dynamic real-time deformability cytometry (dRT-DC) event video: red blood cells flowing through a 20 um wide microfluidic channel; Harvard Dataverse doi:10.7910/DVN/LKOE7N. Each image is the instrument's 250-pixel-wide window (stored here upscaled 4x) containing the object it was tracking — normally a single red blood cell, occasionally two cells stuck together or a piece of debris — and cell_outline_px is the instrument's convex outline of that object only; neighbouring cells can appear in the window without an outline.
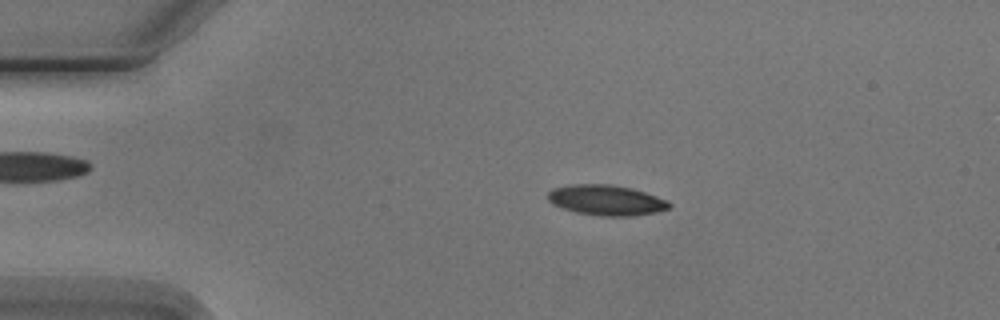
{"species": "Egyptian fruit bat (a non-hibernating species)", "species_latin": "Rousettus aegyptiacus", "temperature_condition": "cold", "stored_images_in_passage": 5, "camera_frame_rate_fps": 3000, "um_per_image_px": 0.085, "animal": {"sex": "male"}, "frame": {"image": 1, "passage_image": 3, "time_ms": 2.333, "image_size_px": [1000, 320], "cell_outline_px": [[672, 204], [668, 208], [656, 212], [632, 216], [600, 216], [576, 212], [552, 204], [548, 200], [548, 192], [552, 188], [572, 184], [612, 184], [632, 188], [668, 200]], "centroid_in_image_um": [51.53, 17.01], "position_along_channel_um": 33.5, "area_um2": 21.5}}
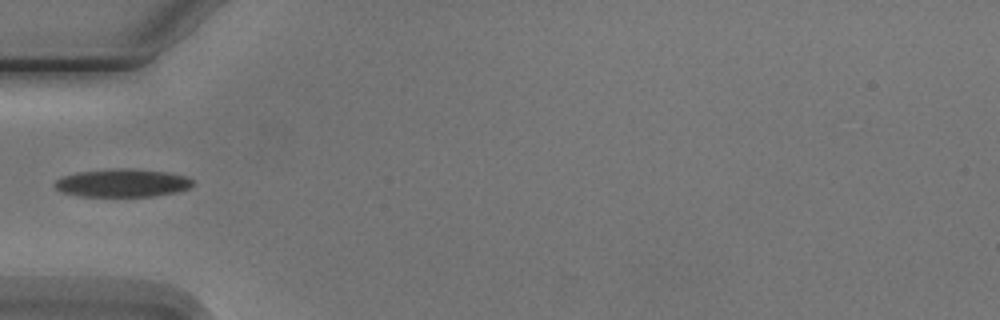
{"frame": {"image": 2, "passage_image": 5, "time_ms": 4.667, "image_size_px": [1000, 320], "cell_outline_px": [[192, 184], [188, 188], [176, 192], [152, 196], [80, 196], [60, 192], [52, 184], [60, 176], [76, 172], [112, 168], [132, 168], [168, 172], [188, 176], [192, 180]], "centroid_in_image_um": [10.35, 15.53], "position_along_channel_um": 74.7, "area_um2": 22.83}}